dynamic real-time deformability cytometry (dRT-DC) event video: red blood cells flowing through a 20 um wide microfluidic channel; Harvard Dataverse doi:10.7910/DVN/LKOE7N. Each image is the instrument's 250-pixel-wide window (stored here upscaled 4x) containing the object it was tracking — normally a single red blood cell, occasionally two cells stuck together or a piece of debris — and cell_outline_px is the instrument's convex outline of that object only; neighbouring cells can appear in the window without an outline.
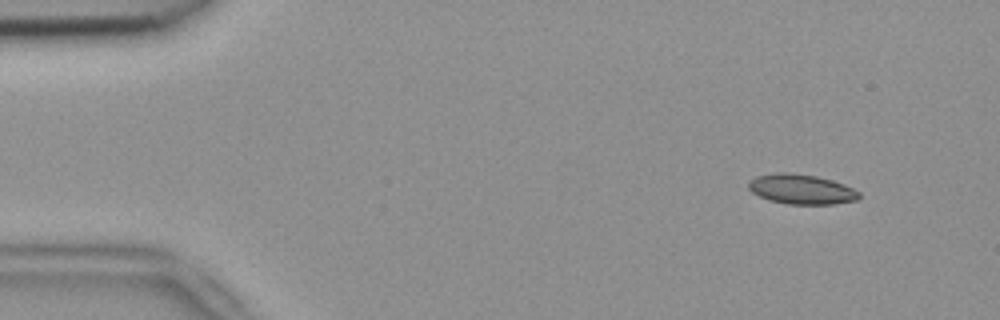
{"species": "common noctule bat (a hibernating species)", "species_latin": "Nyctalus noctula", "temperature_condition": "room temperature", "stored_images_in_passage": 52, "camera_frame_rate_fps": 3000, "um_per_image_px": 0.085, "animal": {"sex": "female", "body_mass_g": 18.4}, "frame": {"image": 1, "passage_image": 4, "time_ms": 1.0, "image_size_px": [1000, 320], "cell_outline_px": [[860, 200], [832, 204], [788, 204], [768, 200], [752, 192], [748, 188], [748, 184], [756, 176], [776, 172], [788, 172], [816, 176], [832, 180], [844, 184], [860, 192]], "centroid_in_image_um": [68.14, 16.09], "position_along_channel_um": 16.9, "area_um2": 19.31}}
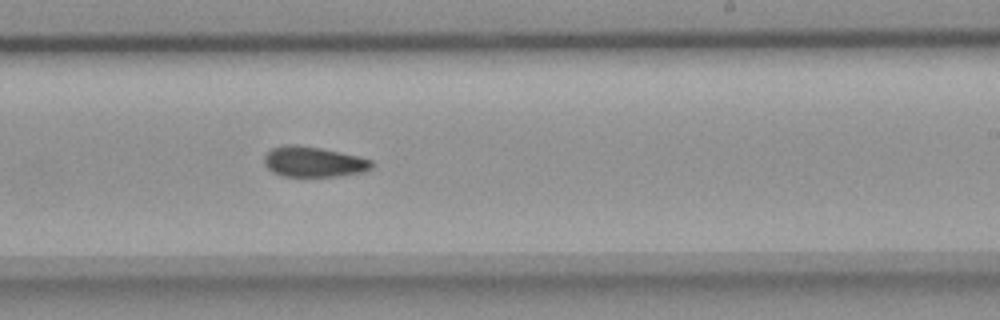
{"frame": {"image": 2, "passage_image": 31, "time_ms": 10.0, "image_size_px": [1000, 320], "cell_outline_px": [[376, 164], [372, 168], [364, 172], [336, 176], [284, 176], [272, 172], [264, 164], [264, 156], [272, 148], [284, 144], [296, 144], [320, 148], [360, 156], [372, 160]], "centroid_in_image_um": [26.68, 13.75], "position_along_channel_um": 262.3, "area_um2": 19.19}}
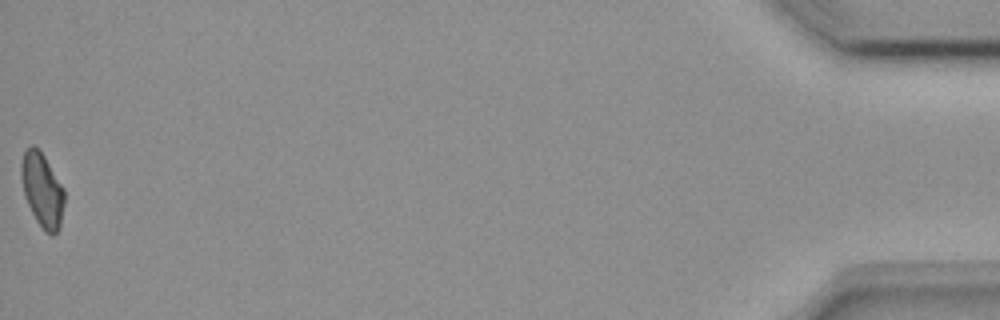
{"frame": {"image": 3, "passage_image": 52, "time_ms": 17.0, "image_size_px": [1000, 320], "cell_outline_px": [[64, 204], [60, 228], [52, 236], [44, 232], [36, 220], [24, 196], [20, 176], [20, 164], [24, 152], [32, 144], [44, 156], [64, 188]], "centroid_in_image_um": [3.58, 16.18], "position_along_channel_um": 431.6, "area_um2": 18.67}, "authors_computed_cell_mechanics": {"area_um2": 19.2185, "velocity_mm_per_s": 3.8262, "shape_relaxation_time_tau1_ms": null, "shape_relaxation_time_tau2_ms": 4.4963, "deformation_change_tau1": null, "deformation_change_tau2": 0.0903}}